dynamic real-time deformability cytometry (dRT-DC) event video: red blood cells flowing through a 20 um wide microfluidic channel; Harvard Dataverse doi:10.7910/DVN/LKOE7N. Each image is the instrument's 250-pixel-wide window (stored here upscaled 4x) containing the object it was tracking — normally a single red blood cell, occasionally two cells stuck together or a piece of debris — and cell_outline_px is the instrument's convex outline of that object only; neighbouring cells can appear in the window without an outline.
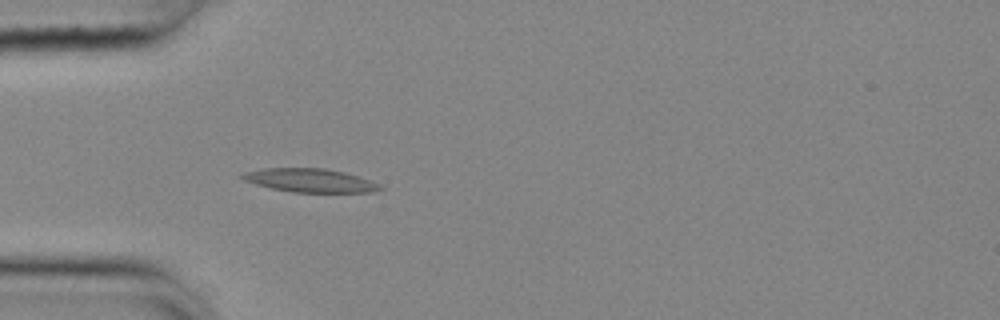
{"species": "common noctule bat (a hibernating species)", "species_latin": "Nyctalus noctula", "temperature_condition": "cold", "stored_images_in_passage": 38, "camera_frame_rate_fps": 3000, "um_per_image_px": 0.085, "animal": {"sex": "female", "body_mass_g": 25.1}, "frame": {"image": 1, "passage_image": 6, "time_ms": 1.667, "image_size_px": [1000, 320], "cell_outline_px": [[384, 188], [376, 192], [292, 192], [272, 188], [256, 184], [244, 180], [240, 176], [244, 172], [264, 168], [324, 168], [344, 172], [368, 180]], "centroid_in_image_um": [26.32, 15.33], "position_along_channel_um": 58.7, "area_um2": 18.61}}
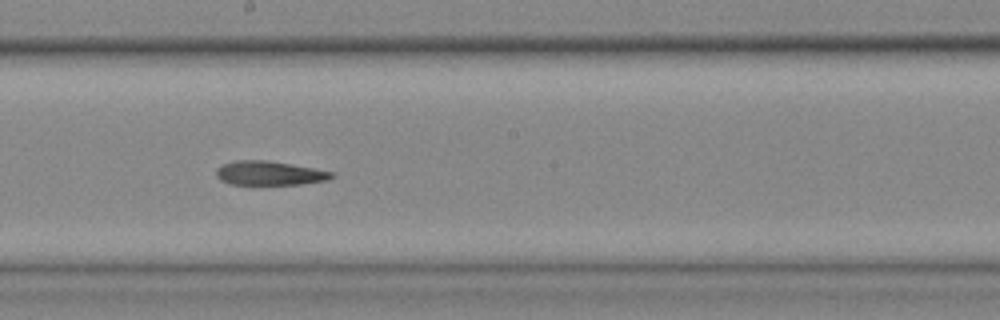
{"frame": {"image": 2, "passage_image": 20, "time_ms": 6.333, "image_size_px": [1000, 320], "cell_outline_px": [[336, 176], [328, 180], [300, 184], [228, 184], [220, 180], [216, 176], [216, 168], [224, 164], [236, 160], [264, 160], [336, 172]], "centroid_in_image_um": [22.91, 14.72], "position_along_channel_um": 225.3, "area_um2": 16.13}}
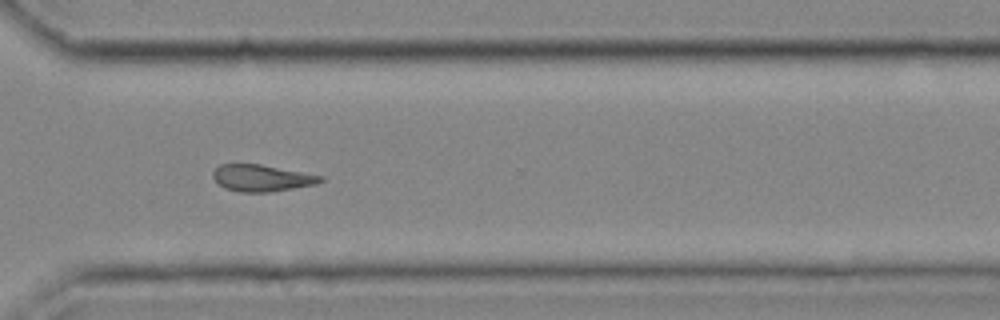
{"frame": {"image": 3, "passage_image": 30, "time_ms": 9.667, "image_size_px": [1000, 320], "cell_outline_px": [[324, 180], [316, 184], [272, 192], [240, 192], [224, 188], [212, 176], [212, 172], [220, 164], [260, 164], [324, 176]], "centroid_in_image_um": [22.26, 15.13], "position_along_channel_um": 348.3, "area_um2": 16.7}, "authors_computed_cell_mechanics": {"area_um2": 17.5134, "velocity_mm_per_s": 3.6736, "shape_relaxation_time_tau1_ms": null, "shape_relaxation_time_tau2_ms": 5.0718, "deformation_change_tau1": null, "deformation_change_tau2": 0.1603}}